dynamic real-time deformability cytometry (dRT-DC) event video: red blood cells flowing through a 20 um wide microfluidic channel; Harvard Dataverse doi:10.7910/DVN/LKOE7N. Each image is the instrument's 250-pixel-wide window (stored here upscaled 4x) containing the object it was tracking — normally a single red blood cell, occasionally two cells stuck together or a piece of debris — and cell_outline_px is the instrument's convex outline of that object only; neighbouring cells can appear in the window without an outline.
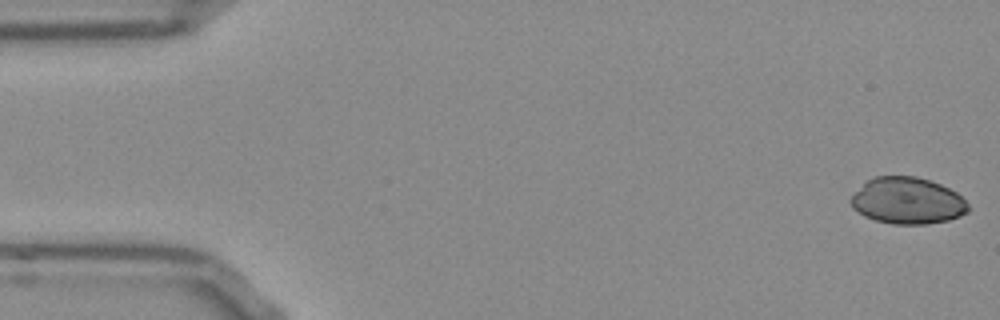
{"species": "Egyptian fruit bat (a non-hibernating species)", "species_latin": "Rousettus aegyptiacus", "temperature_condition": "room temperature", "stored_images_in_passage": 52, "camera_frame_rate_fps": 3000, "um_per_image_px": 0.085, "frame": {"image": 1, "passage_image": 1, "time_ms": 0.0, "image_size_px": [1000, 320], "cell_outline_px": [[968, 212], [960, 216], [948, 220], [924, 224], [892, 224], [876, 220], [864, 216], [852, 208], [848, 200], [872, 176], [916, 176], [940, 184], [956, 192], [968, 204]], "centroid_in_image_um": [77.11, 17.07], "position_along_channel_um": 7.9, "area_um2": 31.73}}
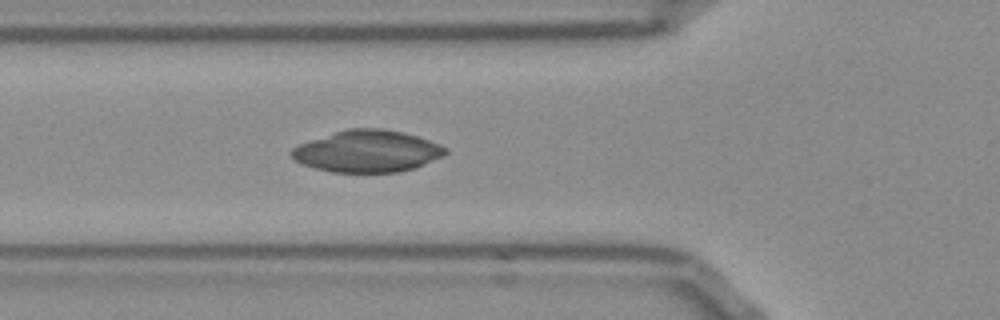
{"frame": {"image": 2, "passage_image": 18, "time_ms": 5.667, "image_size_px": [1000, 320], "cell_outline_px": [[448, 152], [444, 156], [412, 168], [400, 172], [332, 172], [300, 164], [288, 152], [292, 148], [300, 144], [348, 128], [384, 128], [404, 132], [440, 144], [448, 148]], "centroid_in_image_um": [31.24, 12.85], "position_along_channel_um": 94.6, "area_um2": 37.34}}
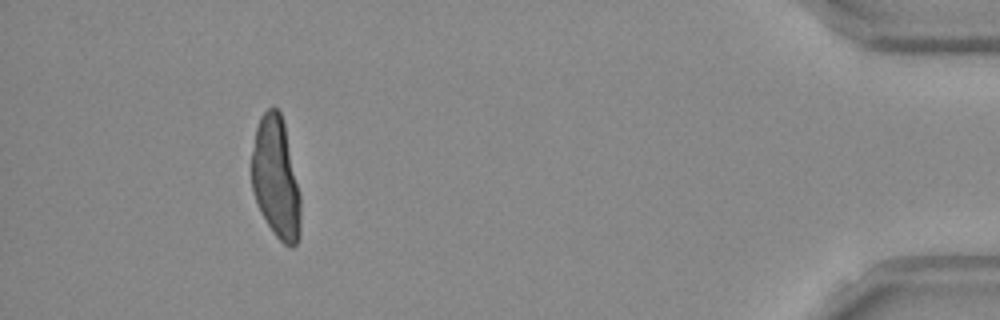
{"frame": {"image": 3, "passage_image": 48, "time_ms": 15.667, "image_size_px": [1000, 320], "cell_outline_px": [[300, 236], [296, 244], [292, 248], [288, 248], [272, 232], [260, 212], [252, 192], [252, 152], [256, 128], [260, 116], [272, 104], [280, 112], [284, 124], [300, 196]], "centroid_in_image_um": [23.44, 15.16], "position_along_channel_um": 411.8, "area_um2": 34.62}}